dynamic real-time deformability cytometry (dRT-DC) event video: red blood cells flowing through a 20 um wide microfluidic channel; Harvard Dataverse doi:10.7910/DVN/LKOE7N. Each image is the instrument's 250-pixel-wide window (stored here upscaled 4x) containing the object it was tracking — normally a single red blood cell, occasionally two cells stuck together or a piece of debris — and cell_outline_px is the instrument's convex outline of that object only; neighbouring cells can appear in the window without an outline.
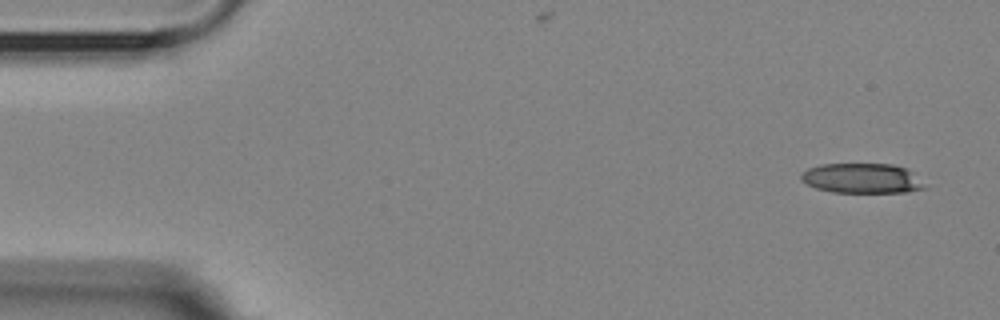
{"species": "Egyptian fruit bat (a non-hibernating species)", "species_latin": "Rousettus aegyptiacus", "temperature_condition": "room temperature", "stored_images_in_passage": 5, "camera_frame_rate_fps": 3000, "um_per_image_px": 0.085, "animal": {"sex": "female"}, "frame": {"image": 1, "passage_image": 1, "time_ms": 0.0, "image_size_px": [1000, 320], "cell_outline_px": [[928, 188], [908, 192], [832, 192], [816, 188], [800, 180], [800, 176], [808, 168], [820, 164], [892, 164], [904, 168], [924, 184]], "centroid_in_image_um": [73.23, 15.16], "position_along_channel_um": 11.8, "area_um2": 21.27}}
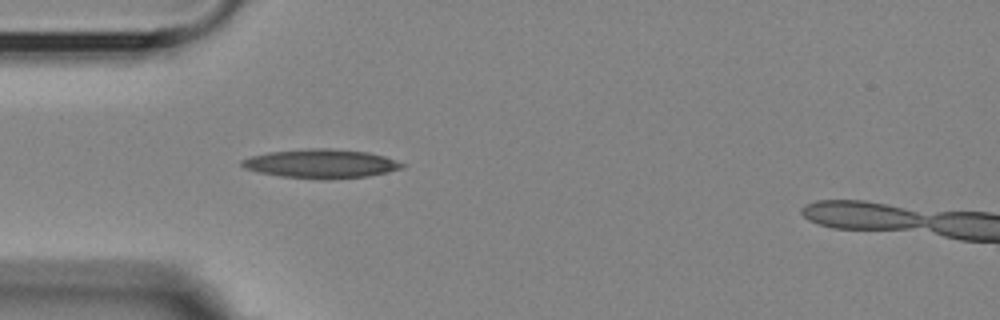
{"frame": {"image": 2, "passage_image": 4, "time_ms": 4.333, "image_size_px": [1000, 320], "cell_outline_px": [[408, 164], [404, 168], [388, 172], [368, 176], [324, 180], [320, 180], [280, 176], [256, 172], [244, 168], [240, 164], [240, 160], [252, 156], [268, 152], [308, 148], [332, 148], [368, 152], [384, 156]], "centroid_in_image_um": [27.3, 13.92], "position_along_channel_um": 57.7, "area_um2": 27.46}}